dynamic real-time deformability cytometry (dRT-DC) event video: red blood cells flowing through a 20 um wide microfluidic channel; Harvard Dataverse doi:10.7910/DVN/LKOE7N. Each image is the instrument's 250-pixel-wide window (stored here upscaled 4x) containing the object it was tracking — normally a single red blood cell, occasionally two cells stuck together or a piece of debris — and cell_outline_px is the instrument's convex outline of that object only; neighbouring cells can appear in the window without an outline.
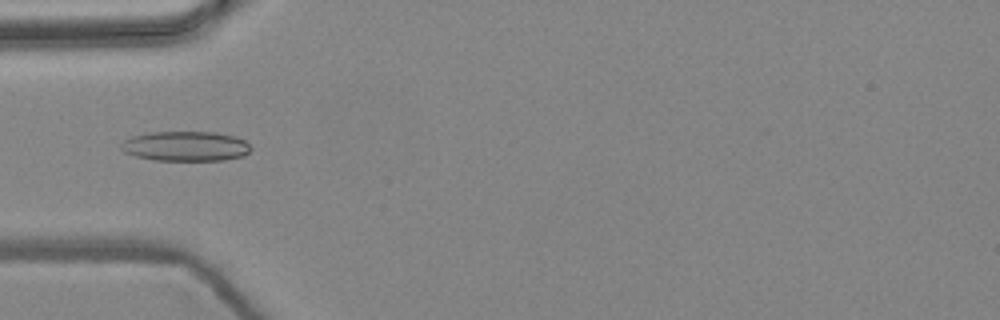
{"species": "common noctule bat (a hibernating species)", "species_latin": "Nyctalus noctula", "temperature_condition": "warm", "stored_images_in_passage": 5, "camera_frame_rate_fps": 3000, "um_per_image_px": 0.085, "animal": {"sex": "female", "body_mass_g": 24.6, "forearm_length_mm": 56.2}, "frame": {"image": 1, "passage_image": 5, "time_ms": 1.333, "image_size_px": [1000, 320], "cell_outline_px": [[252, 148], [248, 152], [240, 156], [224, 160], [156, 160], [136, 156], [124, 152], [120, 148], [120, 144], [124, 140], [132, 136], [148, 132], [212, 132], [236, 136], [244, 140]], "centroid_in_image_um": [15.75, 12.42], "position_along_channel_um": 69.3, "area_um2": 22.48}}